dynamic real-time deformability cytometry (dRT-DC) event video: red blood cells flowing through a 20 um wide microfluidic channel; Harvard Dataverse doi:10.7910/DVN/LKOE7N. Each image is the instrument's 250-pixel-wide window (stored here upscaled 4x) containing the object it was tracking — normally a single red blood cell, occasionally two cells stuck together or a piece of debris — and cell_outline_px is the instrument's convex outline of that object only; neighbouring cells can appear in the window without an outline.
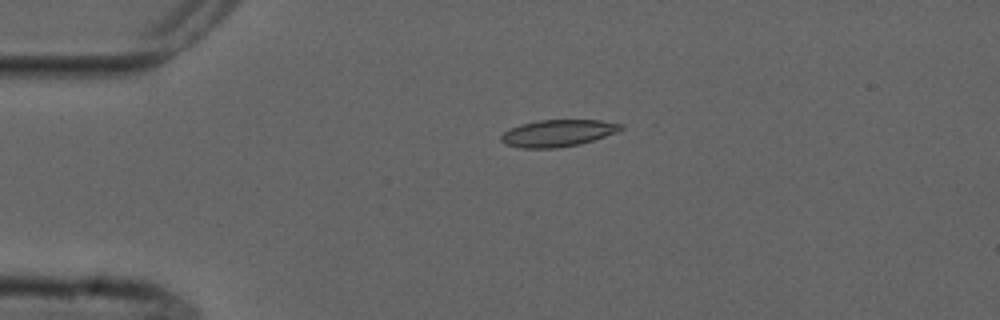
{"species": "common noctule bat (a hibernating species)", "species_latin": "Nyctalus noctula", "temperature_condition": "cold", "stored_images_in_passage": 4, "camera_frame_rate_fps": 3000, "um_per_image_px": 0.085, "animal": {"sex": "male", "forearm_length_mm": 52.5}, "frame": {"image": 1, "passage_image": 3, "time_ms": 2.333, "image_size_px": [1000, 320], "cell_outline_px": [[624, 128], [616, 132], [580, 144], [556, 148], [520, 148], [504, 144], [500, 140], [500, 136], [504, 132], [520, 124], [536, 120], [600, 120], [624, 124]], "centroid_in_image_um": [47.4, 11.31], "position_along_channel_um": 37.6, "area_um2": 18.79}}